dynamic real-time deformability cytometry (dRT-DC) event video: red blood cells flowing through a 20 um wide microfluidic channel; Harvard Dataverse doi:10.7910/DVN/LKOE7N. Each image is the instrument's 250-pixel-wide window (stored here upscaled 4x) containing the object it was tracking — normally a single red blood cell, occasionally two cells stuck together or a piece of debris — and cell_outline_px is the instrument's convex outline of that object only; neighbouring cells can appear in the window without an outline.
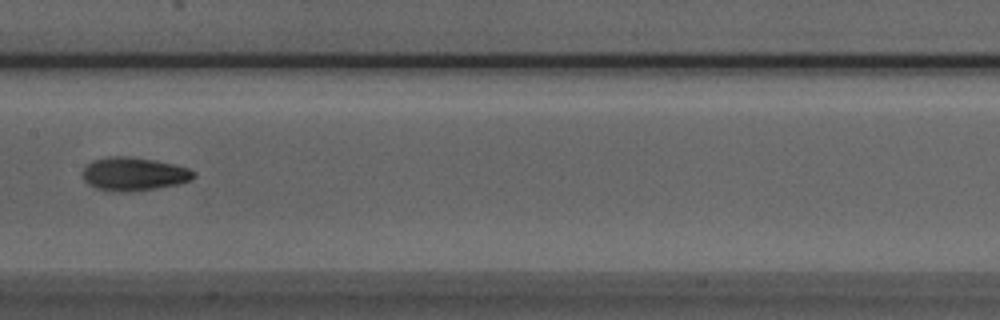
{"species": "Egyptian fruit bat (a non-hibernating species)", "species_latin": "Rousettus aegyptiacus", "temperature_condition": "room temperature", "stored_images_in_passage": 8, "camera_frame_rate_fps": 3000, "um_per_image_px": 0.085, "animal": {"sex": "male"}, "frame": {"image": 1, "passage_image": 8, "time_ms": 2.333, "image_size_px": [1000, 320], "cell_outline_px": [[196, 176], [192, 180], [180, 184], [132, 192], [112, 192], [96, 188], [88, 184], [84, 180], [84, 168], [92, 160], [108, 156], [128, 156], [152, 160], [172, 164], [188, 168], [196, 172]], "centroid_in_image_um": [11.39, 14.8], "position_along_channel_um": 196.0, "area_um2": 21.73}}